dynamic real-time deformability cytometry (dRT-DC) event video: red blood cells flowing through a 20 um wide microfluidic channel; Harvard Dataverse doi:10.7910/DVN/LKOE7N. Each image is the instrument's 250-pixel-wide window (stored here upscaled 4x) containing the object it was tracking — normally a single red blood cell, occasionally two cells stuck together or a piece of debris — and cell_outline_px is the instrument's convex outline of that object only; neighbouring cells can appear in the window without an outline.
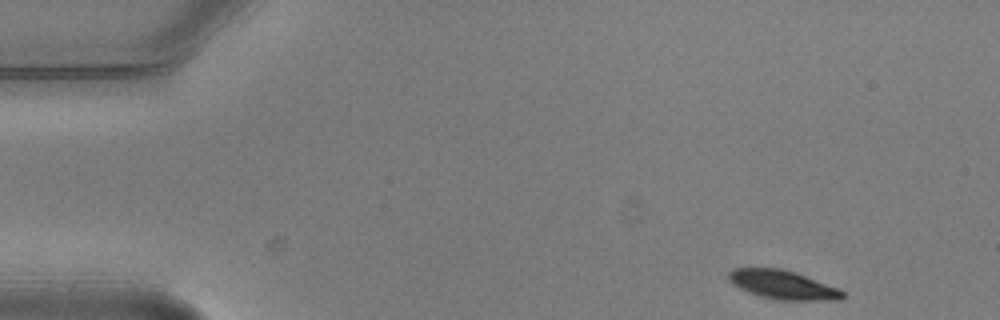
{"species": "common noctule bat (a hibernating species)", "species_latin": "Nyctalus noctula", "temperature_condition": "warm", "stored_images_in_passage": 5, "camera_frame_rate_fps": 3000, "um_per_image_px": 0.085, "animal": {"sex": "male", "body_mass_g": 20.5, "forearm_length_mm": 52.5}, "frame": {"image": 1, "passage_image": 1, "time_ms": 0.0, "image_size_px": [1000, 320], "cell_outline_px": [[844, 296], [840, 300], [780, 300], [764, 296], [740, 288], [732, 284], [728, 276], [728, 272], [732, 268], [780, 268], [796, 272], [840, 288], [844, 292]], "centroid_in_image_um": [66.58, 24.19], "position_along_channel_um": 18.4, "area_um2": 19.02}}
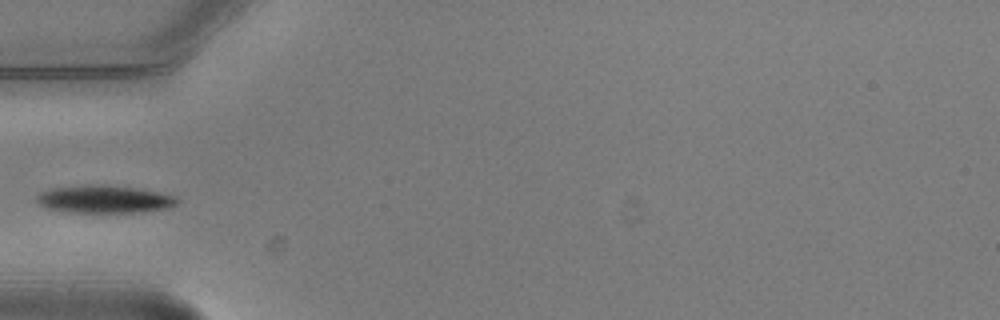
{"frame": {"image": 2, "passage_image": 4, "time_ms": 1.0, "image_size_px": [1000, 320], "cell_outline_px": [[180, 200], [176, 204], [168, 208], [136, 212], [68, 212], [48, 208], [32, 200], [40, 192], [52, 188], [84, 184], [104, 184], [136, 188], [176, 196]], "centroid_in_image_um": [8.82, 16.92], "position_along_channel_um": 76.2, "area_um2": 22.77}}
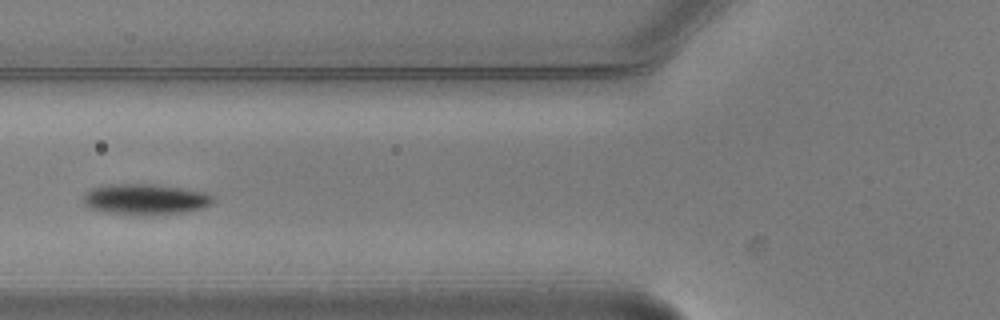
{"frame": {"image": 3, "passage_image": 5, "time_ms": 1.333, "image_size_px": [1000, 320], "cell_outline_px": [[216, 200], [212, 204], [204, 208], [180, 212], [100, 212], [84, 204], [84, 196], [92, 188], [108, 184], [152, 184], [208, 192]], "centroid_in_image_um": [12.4, 16.89], "position_along_channel_um": 113.4, "area_um2": 22.25}}